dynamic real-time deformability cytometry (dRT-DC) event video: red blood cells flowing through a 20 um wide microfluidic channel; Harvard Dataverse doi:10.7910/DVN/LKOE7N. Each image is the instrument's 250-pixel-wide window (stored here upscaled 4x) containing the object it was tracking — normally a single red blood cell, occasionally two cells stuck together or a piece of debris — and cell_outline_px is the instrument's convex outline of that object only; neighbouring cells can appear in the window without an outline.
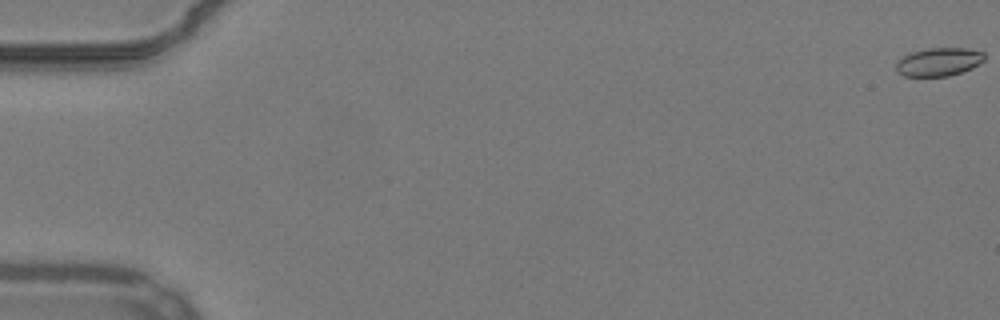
{"species": "common noctule bat (a hibernating species)", "species_latin": "Nyctalus noctula", "temperature_condition": "warm", "stored_images_in_passage": 49, "camera_frame_rate_fps": 3000, "um_per_image_px": 0.085, "animal": {"sex": "male", "body_mass_g": 19.2, "forearm_length_mm": 51.8}, "frame": {"image": 1, "passage_image": 1, "time_ms": 0.0, "image_size_px": [1000, 320], "cell_outline_px": [[984, 60], [972, 68], [948, 76], [904, 76], [896, 72], [896, 64], [908, 52], [928, 48], [964, 48], [984, 52]], "centroid_in_image_um": [79.77, 5.25], "position_along_channel_um": 5.2, "area_um2": 14.51}}
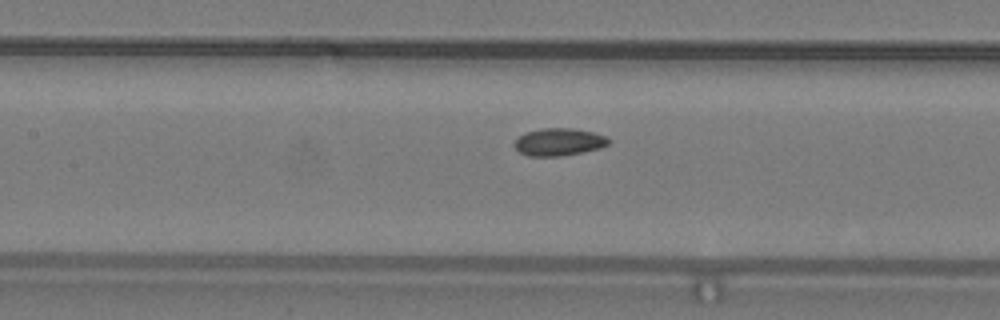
{"frame": {"image": 2, "passage_image": 27, "time_ms": 8.667, "image_size_px": [1000, 320], "cell_outline_px": [[612, 140], [608, 144], [600, 148], [560, 156], [528, 156], [520, 152], [512, 144], [524, 132], [540, 128], [572, 128], [592, 132], [608, 136]], "centroid_in_image_um": [47.51, 12.05], "position_along_channel_um": 159.9, "area_um2": 15.14}}
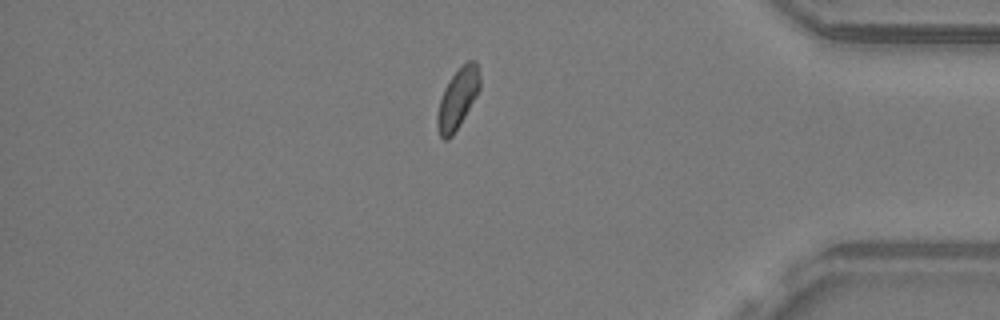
{"frame": {"image": 3, "passage_image": 48, "time_ms": 15.667, "image_size_px": [1000, 320], "cell_outline_px": [[480, 88], [476, 96], [460, 124], [452, 136], [448, 140], [444, 140], [440, 136], [436, 124], [436, 116], [440, 100], [444, 88], [452, 76], [468, 60], [476, 60], [480, 76]], "centroid_in_image_um": [38.9, 8.39], "position_along_channel_um": 396.3, "area_um2": 14.8}}